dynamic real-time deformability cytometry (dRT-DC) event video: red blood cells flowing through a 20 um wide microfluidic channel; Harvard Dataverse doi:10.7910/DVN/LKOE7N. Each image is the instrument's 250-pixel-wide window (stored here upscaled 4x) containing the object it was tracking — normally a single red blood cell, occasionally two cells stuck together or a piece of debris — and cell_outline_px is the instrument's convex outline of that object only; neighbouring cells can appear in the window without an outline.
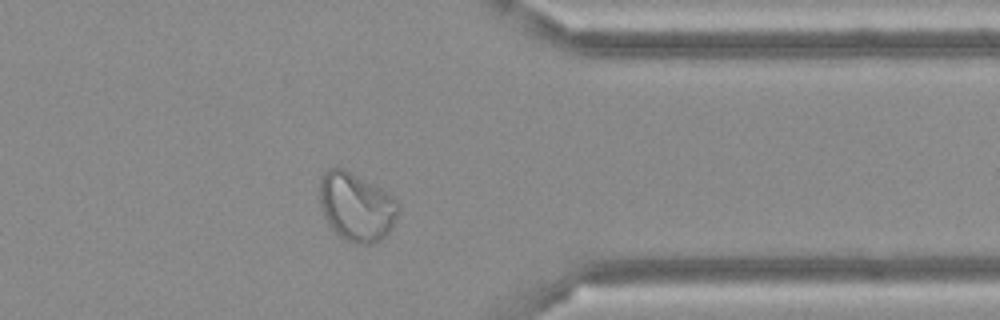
{"species": "Egyptian fruit bat (a non-hibernating species)", "species_latin": "Rousettus aegyptiacus", "temperature_condition": "cold", "stored_images_in_passage": 43, "camera_frame_rate_fps": 3000, "um_per_image_px": 0.085, "frame": {"image": 1, "passage_image": 33, "time_ms": 10.667, "image_size_px": [1000, 320], "cell_outline_px": [[400, 208], [392, 228], [380, 240], [372, 244], [352, 244], [344, 240], [328, 224], [320, 208], [320, 176], [328, 168], [344, 168], [388, 192], [396, 200]], "centroid_in_image_um": [30.28, 17.58], "position_along_channel_um": 381.1, "area_um2": 31.62}}
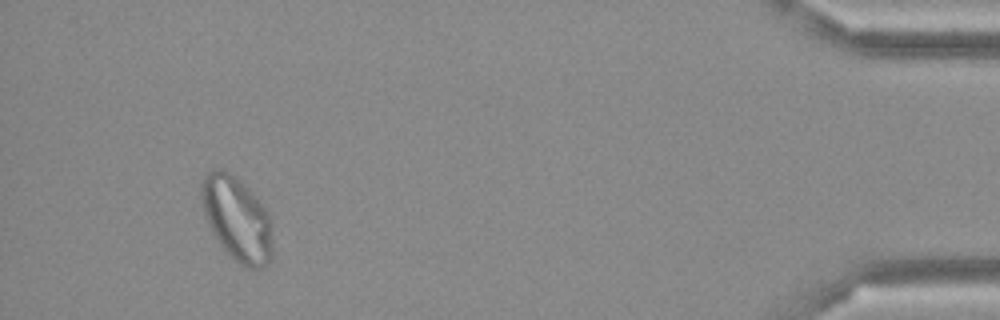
{"frame": {"image": 2, "passage_image": 40, "time_ms": 13.0, "image_size_px": [1000, 320], "cell_outline_px": [[272, 252], [268, 264], [264, 268], [244, 268], [216, 240], [204, 216], [200, 200], [200, 184], [204, 176], [208, 172], [216, 168], [220, 168], [228, 172], [252, 192], [260, 200], [268, 212], [272, 220]], "centroid_in_image_um": [20.14, 18.6], "position_along_channel_um": 415.1, "area_um2": 35.26}}